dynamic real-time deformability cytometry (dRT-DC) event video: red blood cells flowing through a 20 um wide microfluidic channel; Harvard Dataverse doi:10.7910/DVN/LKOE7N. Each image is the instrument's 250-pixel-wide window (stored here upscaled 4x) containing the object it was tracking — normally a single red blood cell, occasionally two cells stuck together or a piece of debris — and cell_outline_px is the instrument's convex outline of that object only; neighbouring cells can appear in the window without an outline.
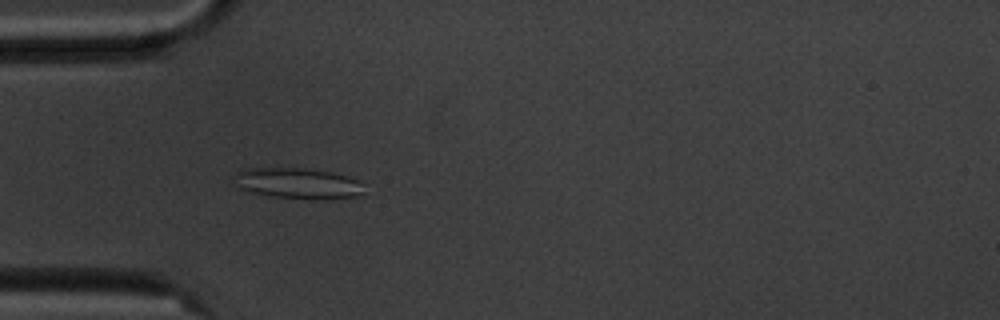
{"species": "common noctule bat (a hibernating species)", "species_latin": "Nyctalus noctula", "temperature_condition": "cold", "stored_images_in_passage": 49, "camera_frame_rate_fps": 3000, "um_per_image_px": 0.085, "animal": {"sex": "male", "body_mass_g": 20.1, "forearm_length_mm": 53.5}, "frame": {"image": 1, "passage_image": 9, "time_ms": 2.667, "image_size_px": [1000, 320], "cell_outline_px": [[364, 192], [356, 196], [312, 200], [272, 196], [252, 192], [240, 188], [232, 176], [240, 168], [304, 168], [328, 172], [348, 176], [360, 180]], "centroid_in_image_um": [25.29, 15.58], "position_along_channel_um": 59.7, "area_um2": 23.35}}
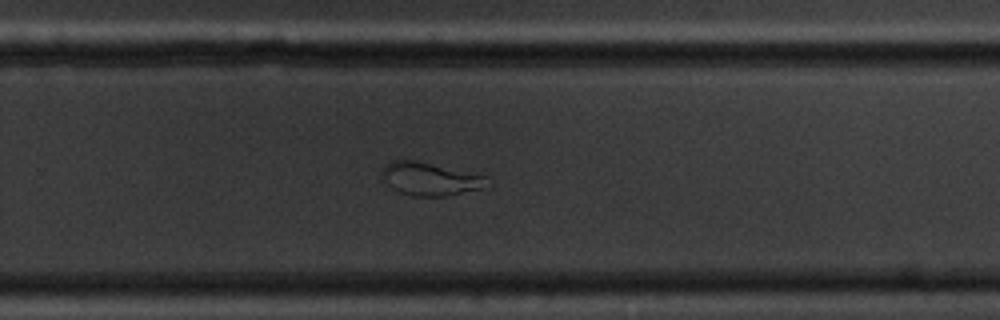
{"frame": {"image": 2, "passage_image": 29, "time_ms": 9.333, "image_size_px": [1000, 320], "cell_outline_px": [[488, 176], [480, 188], [444, 196], [412, 196], [400, 192], [392, 188], [388, 184], [384, 176], [384, 164], [392, 160], [416, 160]], "centroid_in_image_um": [36.51, 15.19], "position_along_channel_um": 293.3, "area_um2": 19.65}}
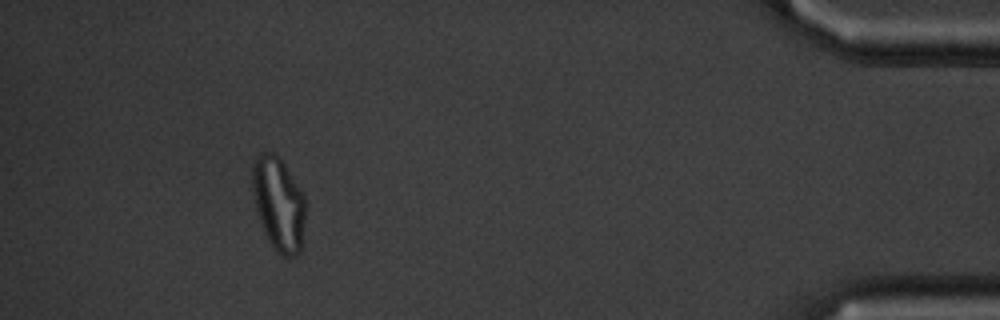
{"frame": {"image": 3, "passage_image": 44, "time_ms": 14.333, "image_size_px": [1000, 320], "cell_outline_px": [[304, 220], [300, 252], [296, 256], [280, 256], [272, 248], [264, 232], [256, 212], [252, 188], [252, 164], [256, 156], [264, 152], [276, 152], [284, 164], [304, 196]], "centroid_in_image_um": [23.64, 17.33], "position_along_channel_um": 411.6, "area_um2": 28.96}, "authors_computed_cell_mechanics": {"area_um2": 25.0274, "velocity_mm_per_s": 3.5534, "shape_relaxation_time_tau1_ms": null, "shape_relaxation_time_tau2_ms": 0.9674, "deformation_change_tau1": null, "deformation_change_tau2": 0.0872}}